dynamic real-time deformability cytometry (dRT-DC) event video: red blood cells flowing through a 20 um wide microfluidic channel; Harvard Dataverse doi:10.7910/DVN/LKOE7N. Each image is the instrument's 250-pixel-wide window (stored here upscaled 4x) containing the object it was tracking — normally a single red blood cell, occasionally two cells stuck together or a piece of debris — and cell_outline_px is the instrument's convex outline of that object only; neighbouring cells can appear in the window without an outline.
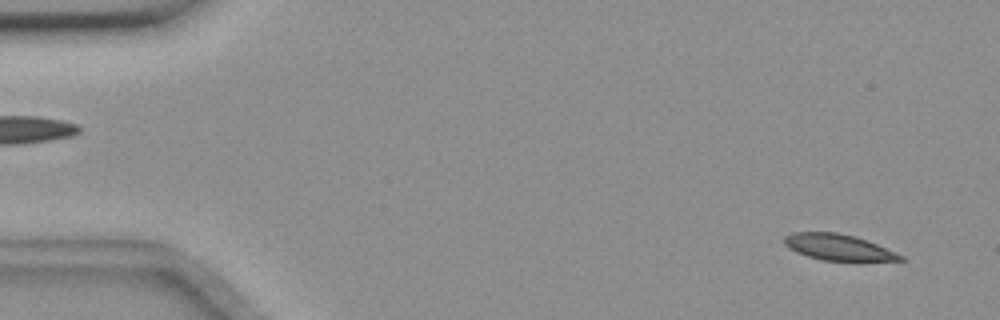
{"species": "common noctule bat (a hibernating species)", "species_latin": "Nyctalus noctula", "temperature_condition": "room temperature", "stored_images_in_passage": 55, "camera_frame_rate_fps": 3000, "um_per_image_px": 0.085, "animal": {"sex": "female", "body_mass_g": 18.4}, "frame": {"image": 1, "passage_image": 2, "time_ms": 0.333, "image_size_px": [1000, 320], "cell_outline_px": [[908, 260], [820, 260], [796, 252], [788, 248], [784, 244], [784, 236], [792, 232], [836, 232], [856, 236], [868, 240], [904, 256]], "centroid_in_image_um": [71.22, 21.0], "position_along_channel_um": 13.8, "area_um2": 17.57}}
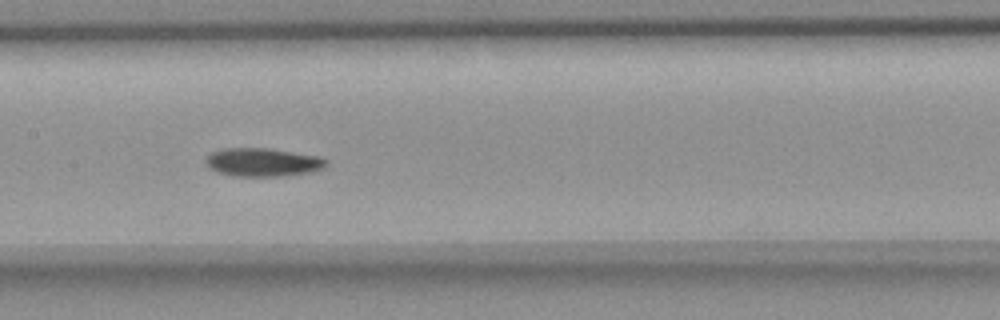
{"frame": {"image": 2, "passage_image": 26, "time_ms": 8.333, "image_size_px": [1000, 320], "cell_outline_px": [[328, 164], [324, 168], [312, 172], [280, 176], [232, 176], [216, 172], [208, 168], [204, 160], [212, 152], [224, 148], [268, 148], [320, 156], [328, 160]], "centroid_in_image_um": [22.34, 13.79], "position_along_channel_um": 185.1, "area_um2": 20.17}}
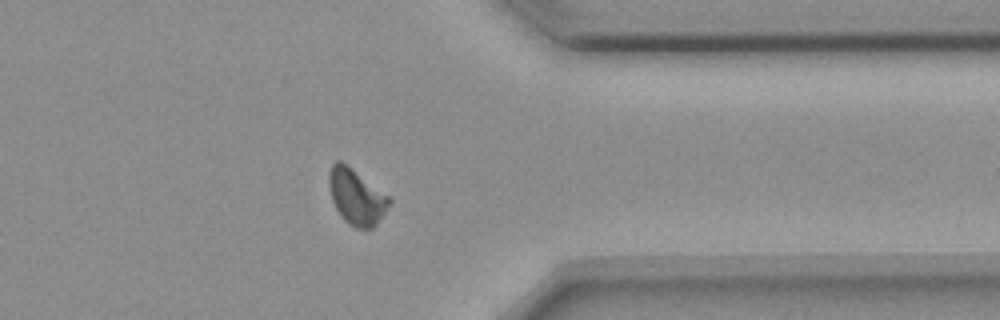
{"frame": {"image": 3, "passage_image": 43, "time_ms": 14.0, "image_size_px": [1000, 320], "cell_outline_px": [[392, 200], [376, 224], [372, 228], [356, 228], [348, 224], [340, 216], [332, 200], [328, 184], [328, 172], [332, 164], [336, 160], [340, 160], [348, 164], [388, 196]], "centroid_in_image_um": [30.25, 16.7], "position_along_channel_um": 381.2, "area_um2": 19.48}, "authors_computed_cell_mechanics": {"area_um2": 19.3052, "velocity_mm_per_s": 3.6192, "shape_relaxation_time_tau1_ms": 4.9417, "shape_relaxation_time_tau2_ms": 4.9931, "deformation_change_tau1": 0.1279, "deformation_change_tau2": 0.0831}}